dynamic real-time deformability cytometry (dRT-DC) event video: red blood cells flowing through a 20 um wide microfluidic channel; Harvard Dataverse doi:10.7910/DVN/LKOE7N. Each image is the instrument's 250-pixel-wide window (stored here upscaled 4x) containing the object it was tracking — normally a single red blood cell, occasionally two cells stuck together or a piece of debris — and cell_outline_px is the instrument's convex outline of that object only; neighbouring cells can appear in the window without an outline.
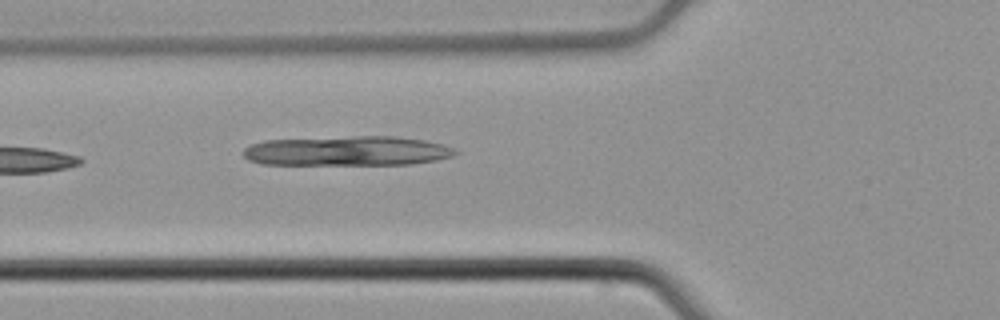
{"species": "common noctule bat (a hibernating species)", "species_latin": "Nyctalus noctula", "temperature_condition": "cold", "stored_images_in_passage": 5, "camera_frame_rate_fps": 3000, "um_per_image_px": 0.085, "animal": {"sex": "male", "body_mass_g": 21.5, "forearm_length_mm": 52.0}, "frame": {"image": 1, "passage_image": 4, "time_ms": 1.0, "image_size_px": [1000, 320], "cell_outline_px": [[460, 152], [452, 156], [436, 160], [412, 164], [260, 164], [248, 160], [244, 156], [244, 148], [252, 144], [264, 140], [352, 136], [396, 136], [424, 140], [444, 144], [456, 148]], "centroid_in_image_um": [29.56, 12.82], "position_along_channel_um": 96.2, "area_um2": 36.82}}